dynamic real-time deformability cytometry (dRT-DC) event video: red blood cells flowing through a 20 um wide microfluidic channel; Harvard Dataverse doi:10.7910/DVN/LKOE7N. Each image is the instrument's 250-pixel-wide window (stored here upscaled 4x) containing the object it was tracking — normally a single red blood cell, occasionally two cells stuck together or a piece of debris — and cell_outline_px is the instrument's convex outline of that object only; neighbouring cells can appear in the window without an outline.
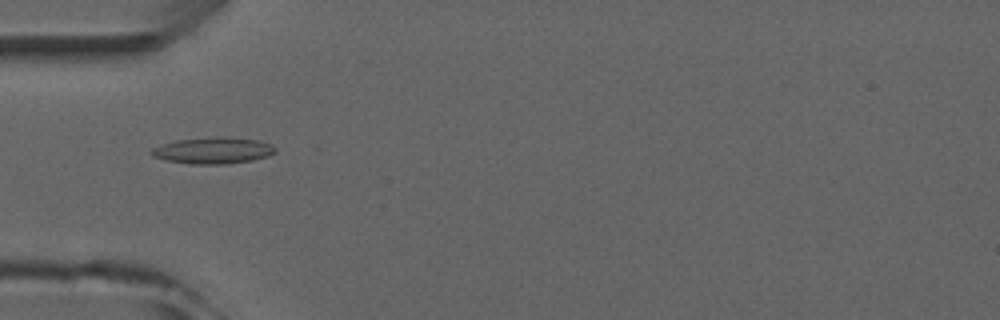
{"species": "common noctule bat (a hibernating species)", "species_latin": "Nyctalus noctula", "temperature_condition": "room temperature", "stored_images_in_passage": 5, "camera_frame_rate_fps": 3000, "um_per_image_px": 0.085, "animal": {"sex": "male", "forearm_length_mm": 52.5}, "frame": {"image": 1, "passage_image": 4, "time_ms": 3.333, "image_size_px": [1000, 320], "cell_outline_px": [[276, 152], [268, 156], [252, 160], [228, 164], [188, 164], [164, 160], [152, 156], [148, 152], [152, 148], [176, 140], [216, 136], [228, 136], [256, 140], [272, 144], [276, 148]], "centroid_in_image_um": [18.1, 12.79], "position_along_channel_um": 66.9, "area_um2": 19.36}}
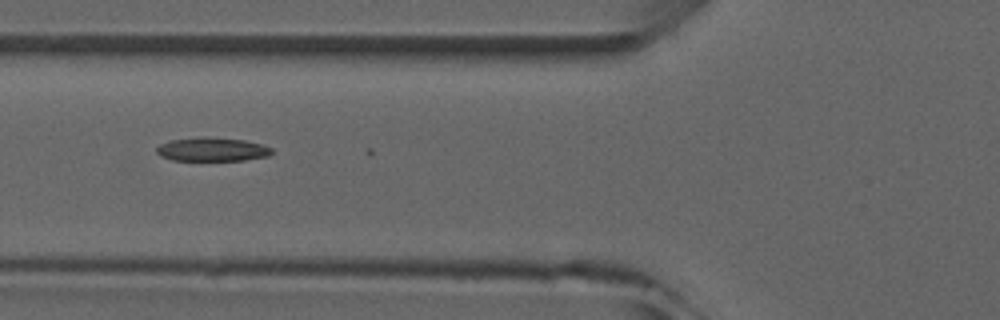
{"frame": {"image": 2, "passage_image": 5, "time_ms": 4.333, "image_size_px": [1000, 320], "cell_outline_px": [[272, 152], [268, 156], [244, 160], [172, 160], [160, 156], [156, 152], [156, 148], [160, 144], [172, 140], [200, 136], [244, 140], [264, 144], [272, 148]], "centroid_in_image_um": [18.03, 12.69], "position_along_channel_um": 107.8, "area_um2": 15.95}}